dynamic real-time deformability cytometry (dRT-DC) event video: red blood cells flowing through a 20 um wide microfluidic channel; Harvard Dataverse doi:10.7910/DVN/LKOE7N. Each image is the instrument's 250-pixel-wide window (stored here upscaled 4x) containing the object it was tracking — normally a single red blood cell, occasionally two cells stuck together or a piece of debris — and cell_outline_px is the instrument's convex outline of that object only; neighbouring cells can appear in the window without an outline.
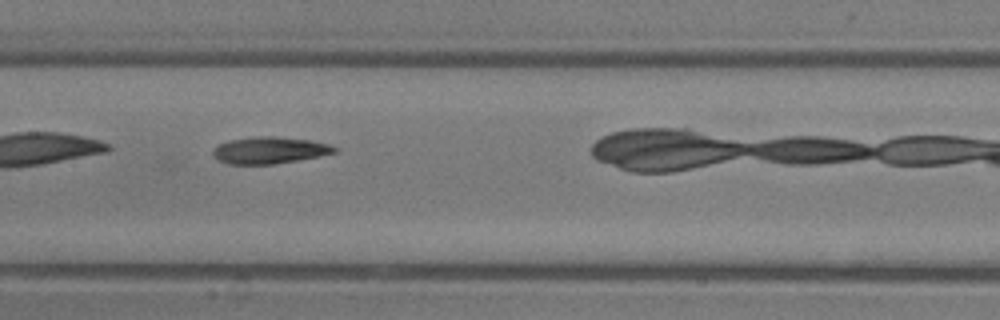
{"species": "common noctule bat (a hibernating species)", "species_latin": "Nyctalus noctula", "temperature_condition": "room temperature", "stored_images_in_passage": 30, "camera_frame_rate_fps": 3000, "um_per_image_px": 0.085, "animal": {"sex": "male", "body_mass_g": 13.3}, "frame": {"image": 1, "passage_image": 8, "time_ms": 2.333, "image_size_px": [1000, 320], "cell_outline_px": [[336, 152], [296, 160], [272, 164], [228, 164], [220, 160], [212, 152], [220, 144], [228, 140], [256, 136], [276, 136], [312, 140], [328, 144], [336, 148]], "centroid_in_image_um": [22.91, 12.75], "position_along_channel_um": 184.5, "area_um2": 18.61}}
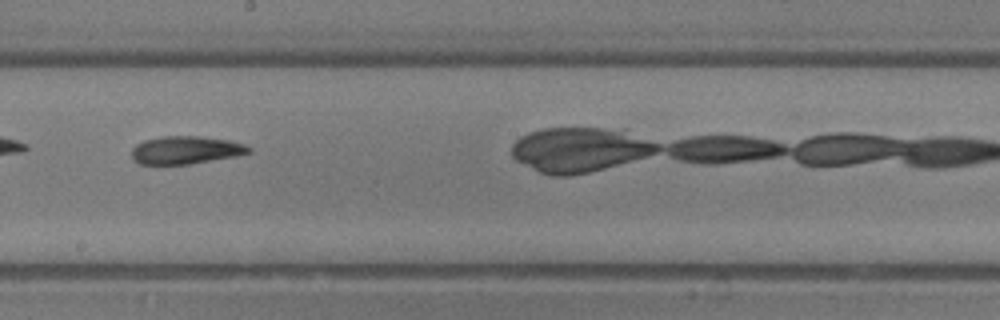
{"frame": {"image": 2, "passage_image": 11, "time_ms": 3.333, "image_size_px": [1000, 320], "cell_outline_px": [[252, 152], [236, 156], [188, 164], [140, 164], [132, 156], [132, 148], [136, 144], [144, 140], [160, 136], [200, 136], [228, 140], [244, 144], [252, 148]], "centroid_in_image_um": [15.8, 12.74], "position_along_channel_um": 232.4, "area_um2": 18.96}, "authors_computed_cell_mechanics": {"area_um2": 18.6694, "velocity_mm_per_s": 4.8151, "shape_relaxation_time_tau1_ms": 3.6263, "shape_relaxation_time_tau2_ms": 5.0693, "deformation_change_tau1": 0.1407, "deformation_change_tau2": 0.1562}}